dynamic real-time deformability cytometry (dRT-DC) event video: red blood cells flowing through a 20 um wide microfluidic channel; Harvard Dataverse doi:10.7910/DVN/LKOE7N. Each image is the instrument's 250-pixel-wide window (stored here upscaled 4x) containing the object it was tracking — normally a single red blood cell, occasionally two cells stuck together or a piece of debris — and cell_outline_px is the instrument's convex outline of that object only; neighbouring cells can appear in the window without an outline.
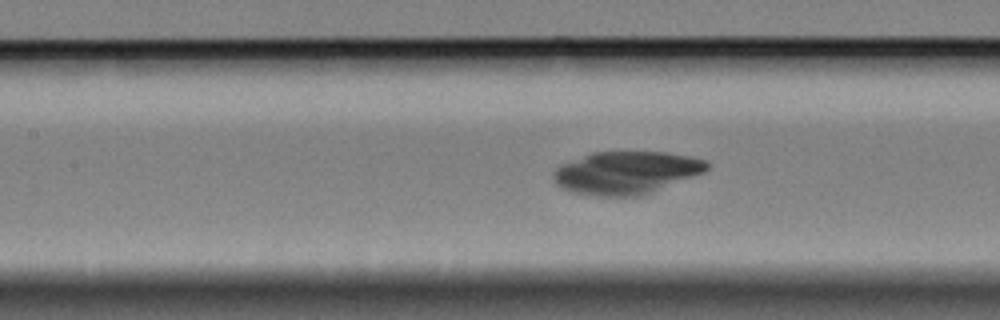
{"species": "Egyptian fruit bat (a non-hibernating species)", "species_latin": "Rousettus aegyptiacus", "temperature_condition": "cold", "stored_images_in_passage": 54, "camera_frame_rate_fps": 3000, "um_per_image_px": 0.085, "animal": {"sex": "female"}, "frame": {"image": 1, "passage_image": 27, "time_ms": 8.667, "image_size_px": [1000, 320], "cell_outline_px": [[708, 168], [704, 172], [648, 192], [636, 196], [596, 196], [572, 192], [556, 184], [552, 180], [552, 172], [560, 164], [592, 152], [664, 152], [688, 156], [704, 160], [708, 164]], "centroid_in_image_um": [53.14, 14.67], "position_along_channel_um": 154.3, "area_um2": 37.69}}
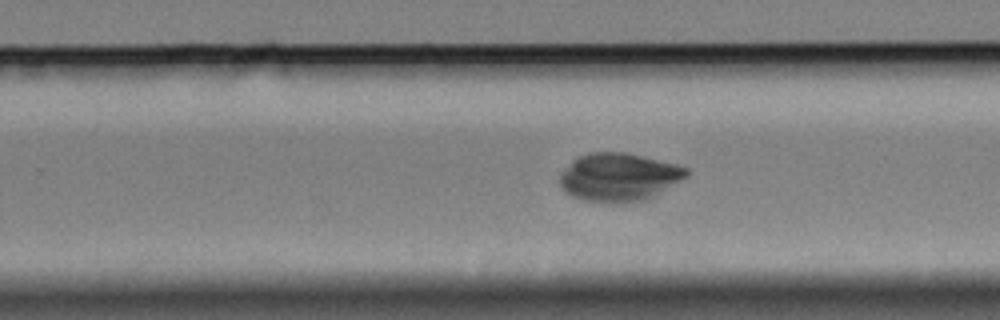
{"frame": {"image": 2, "passage_image": 38, "time_ms": 12.333, "image_size_px": [1000, 320], "cell_outline_px": [[688, 176], [660, 192], [644, 200], [580, 200], [564, 192], [560, 184], [560, 176], [572, 160], [588, 152], [624, 152], [676, 164], [688, 168]], "centroid_in_image_um": [52.59, 15.01], "position_along_channel_um": 277.2, "area_um2": 34.56}}
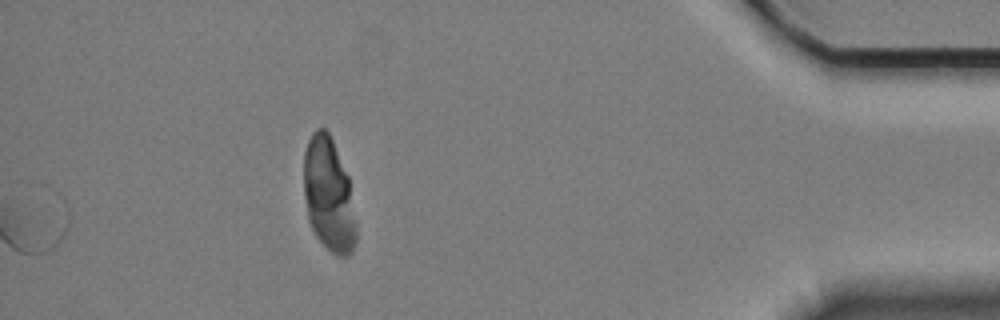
{"frame": {"image": 3, "passage_image": 54, "time_ms": 17.667, "image_size_px": [1000, 320], "cell_outline_px": [[356, 244], [352, 252], [348, 256], [336, 256], [316, 236], [308, 220], [304, 196], [304, 152], [308, 140], [312, 132], [316, 128], [324, 128], [328, 132], [332, 140], [348, 176], [356, 224]], "centroid_in_image_um": [27.93, 16.57], "position_along_channel_um": 407.3, "area_um2": 34.62}}